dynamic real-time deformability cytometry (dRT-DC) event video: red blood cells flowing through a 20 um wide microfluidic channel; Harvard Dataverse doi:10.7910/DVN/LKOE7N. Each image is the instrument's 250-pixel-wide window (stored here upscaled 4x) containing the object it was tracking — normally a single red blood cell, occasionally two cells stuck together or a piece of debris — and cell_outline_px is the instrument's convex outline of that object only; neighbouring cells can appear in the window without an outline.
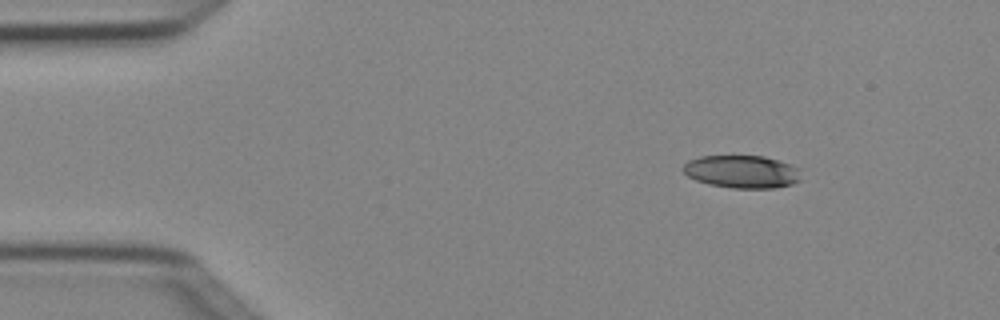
{"species": "Egyptian fruit bat (a non-hibernating species)", "species_latin": "Rousettus aegyptiacus", "temperature_condition": "cold", "stored_images_in_passage": 3, "camera_frame_rate_fps": 3000, "um_per_image_px": 0.085, "animal": {"sex": "female"}, "frame": {"image": 1, "passage_image": 1, "time_ms": 0.0, "image_size_px": [1000, 320], "cell_outline_px": [[800, 180], [792, 184], [776, 188], [732, 188], [708, 184], [696, 180], [688, 176], [680, 168], [688, 160], [700, 156], [764, 156], [800, 168]], "centroid_in_image_um": [63.04, 14.6], "position_along_channel_um": 22.0, "area_um2": 22.6}}